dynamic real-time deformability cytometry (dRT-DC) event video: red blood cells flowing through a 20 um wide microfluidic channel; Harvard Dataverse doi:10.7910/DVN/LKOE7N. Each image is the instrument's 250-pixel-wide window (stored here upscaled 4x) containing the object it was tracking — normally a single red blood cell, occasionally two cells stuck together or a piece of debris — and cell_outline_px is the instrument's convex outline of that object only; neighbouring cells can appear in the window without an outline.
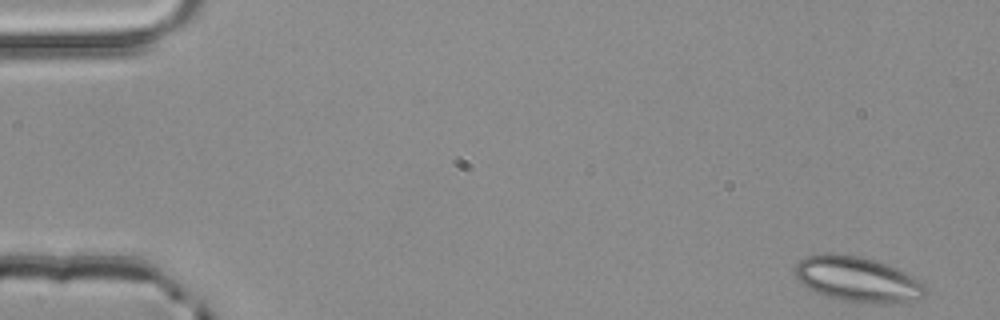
{"species": "common noctule bat (a hibernating species)", "species_latin": "Nyctalus noctula", "temperature_condition": "room temperature", "stored_images_in_passage": 4, "camera_frame_rate_fps": 3000, "um_per_image_px": 0.085, "animal": {"sex": "male", "body_mass_g": 20.4}, "frame": {"image": 1, "passage_image": 1, "time_ms": 0.0, "image_size_px": [1000, 320], "cell_outline_px": [[928, 292], [920, 300], [892, 304], [876, 304], [844, 300], [824, 296], [800, 284], [796, 276], [796, 264], [804, 256], [824, 252], [828, 252], [860, 256], [876, 260], [896, 268], [920, 280], [928, 288]], "centroid_in_image_um": [72.92, 23.74], "position_along_channel_um": 12.1, "area_um2": 34.97}}